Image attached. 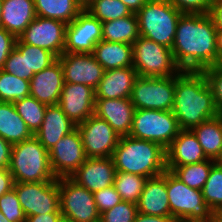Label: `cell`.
<instances>
[{
	"label": "cell",
	"mask_w": 222,
	"mask_h": 222,
	"mask_svg": "<svg viewBox=\"0 0 222 222\" xmlns=\"http://www.w3.org/2000/svg\"><path fill=\"white\" fill-rule=\"evenodd\" d=\"M180 131L171 110L135 109L129 136L158 143L167 149Z\"/></svg>",
	"instance_id": "52a82bcc"
},
{
	"label": "cell",
	"mask_w": 222,
	"mask_h": 222,
	"mask_svg": "<svg viewBox=\"0 0 222 222\" xmlns=\"http://www.w3.org/2000/svg\"><path fill=\"white\" fill-rule=\"evenodd\" d=\"M61 222H70V221L63 219Z\"/></svg>",
	"instance_id": "680465c9"
},
{
	"label": "cell",
	"mask_w": 222,
	"mask_h": 222,
	"mask_svg": "<svg viewBox=\"0 0 222 222\" xmlns=\"http://www.w3.org/2000/svg\"><path fill=\"white\" fill-rule=\"evenodd\" d=\"M116 169L112 157L87 158L71 178L95 193L114 184Z\"/></svg>",
	"instance_id": "ac0fdd59"
},
{
	"label": "cell",
	"mask_w": 222,
	"mask_h": 222,
	"mask_svg": "<svg viewBox=\"0 0 222 222\" xmlns=\"http://www.w3.org/2000/svg\"><path fill=\"white\" fill-rule=\"evenodd\" d=\"M14 186V179L9 168L0 169V197Z\"/></svg>",
	"instance_id": "f6af8a7d"
},
{
	"label": "cell",
	"mask_w": 222,
	"mask_h": 222,
	"mask_svg": "<svg viewBox=\"0 0 222 222\" xmlns=\"http://www.w3.org/2000/svg\"><path fill=\"white\" fill-rule=\"evenodd\" d=\"M217 162L222 165V155L220 156Z\"/></svg>",
	"instance_id": "6f0895ef"
},
{
	"label": "cell",
	"mask_w": 222,
	"mask_h": 222,
	"mask_svg": "<svg viewBox=\"0 0 222 222\" xmlns=\"http://www.w3.org/2000/svg\"><path fill=\"white\" fill-rule=\"evenodd\" d=\"M134 112L131 99H95L94 114L104 119L120 137L130 134Z\"/></svg>",
	"instance_id": "ffe728a7"
},
{
	"label": "cell",
	"mask_w": 222,
	"mask_h": 222,
	"mask_svg": "<svg viewBox=\"0 0 222 222\" xmlns=\"http://www.w3.org/2000/svg\"><path fill=\"white\" fill-rule=\"evenodd\" d=\"M93 55L105 71L133 67L131 44L101 40L95 45Z\"/></svg>",
	"instance_id": "484cf974"
},
{
	"label": "cell",
	"mask_w": 222,
	"mask_h": 222,
	"mask_svg": "<svg viewBox=\"0 0 222 222\" xmlns=\"http://www.w3.org/2000/svg\"><path fill=\"white\" fill-rule=\"evenodd\" d=\"M76 126L58 104L47 105L42 125L34 136L49 151L61 138L74 131Z\"/></svg>",
	"instance_id": "cb8c5ba5"
},
{
	"label": "cell",
	"mask_w": 222,
	"mask_h": 222,
	"mask_svg": "<svg viewBox=\"0 0 222 222\" xmlns=\"http://www.w3.org/2000/svg\"><path fill=\"white\" fill-rule=\"evenodd\" d=\"M138 212L145 215L170 216L167 195V170L156 177L148 178L137 202Z\"/></svg>",
	"instance_id": "44dd1931"
},
{
	"label": "cell",
	"mask_w": 222,
	"mask_h": 222,
	"mask_svg": "<svg viewBox=\"0 0 222 222\" xmlns=\"http://www.w3.org/2000/svg\"><path fill=\"white\" fill-rule=\"evenodd\" d=\"M35 18L34 0H2L0 27L16 38Z\"/></svg>",
	"instance_id": "d4e9b609"
},
{
	"label": "cell",
	"mask_w": 222,
	"mask_h": 222,
	"mask_svg": "<svg viewBox=\"0 0 222 222\" xmlns=\"http://www.w3.org/2000/svg\"><path fill=\"white\" fill-rule=\"evenodd\" d=\"M202 72L211 89L216 109L222 115V64L206 68Z\"/></svg>",
	"instance_id": "ab89813d"
},
{
	"label": "cell",
	"mask_w": 222,
	"mask_h": 222,
	"mask_svg": "<svg viewBox=\"0 0 222 222\" xmlns=\"http://www.w3.org/2000/svg\"><path fill=\"white\" fill-rule=\"evenodd\" d=\"M58 105L75 124H81L94 114L95 90L84 84L64 83Z\"/></svg>",
	"instance_id": "e0dca14e"
},
{
	"label": "cell",
	"mask_w": 222,
	"mask_h": 222,
	"mask_svg": "<svg viewBox=\"0 0 222 222\" xmlns=\"http://www.w3.org/2000/svg\"><path fill=\"white\" fill-rule=\"evenodd\" d=\"M102 40V22L85 9L66 25L64 53H93Z\"/></svg>",
	"instance_id": "9a60e30c"
},
{
	"label": "cell",
	"mask_w": 222,
	"mask_h": 222,
	"mask_svg": "<svg viewBox=\"0 0 222 222\" xmlns=\"http://www.w3.org/2000/svg\"><path fill=\"white\" fill-rule=\"evenodd\" d=\"M137 77V71L133 67L105 71L95 89V99H130Z\"/></svg>",
	"instance_id": "7402d4cb"
},
{
	"label": "cell",
	"mask_w": 222,
	"mask_h": 222,
	"mask_svg": "<svg viewBox=\"0 0 222 222\" xmlns=\"http://www.w3.org/2000/svg\"><path fill=\"white\" fill-rule=\"evenodd\" d=\"M15 47L20 52H27L29 81L35 73L42 71L44 68H47L58 59V57L49 50H45L29 44H24L18 38Z\"/></svg>",
	"instance_id": "e575fe53"
},
{
	"label": "cell",
	"mask_w": 222,
	"mask_h": 222,
	"mask_svg": "<svg viewBox=\"0 0 222 222\" xmlns=\"http://www.w3.org/2000/svg\"><path fill=\"white\" fill-rule=\"evenodd\" d=\"M2 0H0V21H1Z\"/></svg>",
	"instance_id": "9f6ffc18"
},
{
	"label": "cell",
	"mask_w": 222,
	"mask_h": 222,
	"mask_svg": "<svg viewBox=\"0 0 222 222\" xmlns=\"http://www.w3.org/2000/svg\"><path fill=\"white\" fill-rule=\"evenodd\" d=\"M182 14L169 0H148L136 13L139 34L172 49Z\"/></svg>",
	"instance_id": "5b68a950"
},
{
	"label": "cell",
	"mask_w": 222,
	"mask_h": 222,
	"mask_svg": "<svg viewBox=\"0 0 222 222\" xmlns=\"http://www.w3.org/2000/svg\"><path fill=\"white\" fill-rule=\"evenodd\" d=\"M204 201L213 213L222 206V165L217 161L212 165L203 188Z\"/></svg>",
	"instance_id": "8d00e7d4"
},
{
	"label": "cell",
	"mask_w": 222,
	"mask_h": 222,
	"mask_svg": "<svg viewBox=\"0 0 222 222\" xmlns=\"http://www.w3.org/2000/svg\"><path fill=\"white\" fill-rule=\"evenodd\" d=\"M147 179L142 175L116 171L113 185L122 201L137 204Z\"/></svg>",
	"instance_id": "d6a6232c"
},
{
	"label": "cell",
	"mask_w": 222,
	"mask_h": 222,
	"mask_svg": "<svg viewBox=\"0 0 222 222\" xmlns=\"http://www.w3.org/2000/svg\"><path fill=\"white\" fill-rule=\"evenodd\" d=\"M33 136L13 102H0V137L14 145Z\"/></svg>",
	"instance_id": "4316f807"
},
{
	"label": "cell",
	"mask_w": 222,
	"mask_h": 222,
	"mask_svg": "<svg viewBox=\"0 0 222 222\" xmlns=\"http://www.w3.org/2000/svg\"><path fill=\"white\" fill-rule=\"evenodd\" d=\"M9 171L14 182L19 183L56 180L50 166L49 151L34 135L12 146Z\"/></svg>",
	"instance_id": "277c9868"
},
{
	"label": "cell",
	"mask_w": 222,
	"mask_h": 222,
	"mask_svg": "<svg viewBox=\"0 0 222 222\" xmlns=\"http://www.w3.org/2000/svg\"><path fill=\"white\" fill-rule=\"evenodd\" d=\"M176 76L142 77L134 82L131 102L135 109L172 110Z\"/></svg>",
	"instance_id": "30bf717a"
},
{
	"label": "cell",
	"mask_w": 222,
	"mask_h": 222,
	"mask_svg": "<svg viewBox=\"0 0 222 222\" xmlns=\"http://www.w3.org/2000/svg\"><path fill=\"white\" fill-rule=\"evenodd\" d=\"M62 220L61 213H45L26 217L25 222H61Z\"/></svg>",
	"instance_id": "681fc988"
},
{
	"label": "cell",
	"mask_w": 222,
	"mask_h": 222,
	"mask_svg": "<svg viewBox=\"0 0 222 222\" xmlns=\"http://www.w3.org/2000/svg\"><path fill=\"white\" fill-rule=\"evenodd\" d=\"M134 222H179L172 215L170 216H155V215H145L137 212Z\"/></svg>",
	"instance_id": "c3c4849f"
},
{
	"label": "cell",
	"mask_w": 222,
	"mask_h": 222,
	"mask_svg": "<svg viewBox=\"0 0 222 222\" xmlns=\"http://www.w3.org/2000/svg\"><path fill=\"white\" fill-rule=\"evenodd\" d=\"M12 144L0 137V169L9 168Z\"/></svg>",
	"instance_id": "bcb514c9"
},
{
	"label": "cell",
	"mask_w": 222,
	"mask_h": 222,
	"mask_svg": "<svg viewBox=\"0 0 222 222\" xmlns=\"http://www.w3.org/2000/svg\"><path fill=\"white\" fill-rule=\"evenodd\" d=\"M87 156L78 129L61 138L50 150L51 170L56 177H71L85 162Z\"/></svg>",
	"instance_id": "4fadbf2b"
},
{
	"label": "cell",
	"mask_w": 222,
	"mask_h": 222,
	"mask_svg": "<svg viewBox=\"0 0 222 222\" xmlns=\"http://www.w3.org/2000/svg\"><path fill=\"white\" fill-rule=\"evenodd\" d=\"M85 10L102 23L132 14L131 10L120 0H93Z\"/></svg>",
	"instance_id": "836d02e7"
},
{
	"label": "cell",
	"mask_w": 222,
	"mask_h": 222,
	"mask_svg": "<svg viewBox=\"0 0 222 222\" xmlns=\"http://www.w3.org/2000/svg\"><path fill=\"white\" fill-rule=\"evenodd\" d=\"M183 14H209L213 0H169Z\"/></svg>",
	"instance_id": "7bdbcfd3"
},
{
	"label": "cell",
	"mask_w": 222,
	"mask_h": 222,
	"mask_svg": "<svg viewBox=\"0 0 222 222\" xmlns=\"http://www.w3.org/2000/svg\"><path fill=\"white\" fill-rule=\"evenodd\" d=\"M60 211L70 222H100L94 195L71 177L58 178Z\"/></svg>",
	"instance_id": "9c48e42d"
},
{
	"label": "cell",
	"mask_w": 222,
	"mask_h": 222,
	"mask_svg": "<svg viewBox=\"0 0 222 222\" xmlns=\"http://www.w3.org/2000/svg\"><path fill=\"white\" fill-rule=\"evenodd\" d=\"M133 68L142 77L176 76L181 69L176 65L172 50L155 41L139 36L132 44Z\"/></svg>",
	"instance_id": "ba28073f"
},
{
	"label": "cell",
	"mask_w": 222,
	"mask_h": 222,
	"mask_svg": "<svg viewBox=\"0 0 222 222\" xmlns=\"http://www.w3.org/2000/svg\"><path fill=\"white\" fill-rule=\"evenodd\" d=\"M30 95V81L0 70V102H14Z\"/></svg>",
	"instance_id": "d590c367"
},
{
	"label": "cell",
	"mask_w": 222,
	"mask_h": 222,
	"mask_svg": "<svg viewBox=\"0 0 222 222\" xmlns=\"http://www.w3.org/2000/svg\"><path fill=\"white\" fill-rule=\"evenodd\" d=\"M0 222H10L5 215L2 214V212L0 211Z\"/></svg>",
	"instance_id": "11a10c76"
},
{
	"label": "cell",
	"mask_w": 222,
	"mask_h": 222,
	"mask_svg": "<svg viewBox=\"0 0 222 222\" xmlns=\"http://www.w3.org/2000/svg\"><path fill=\"white\" fill-rule=\"evenodd\" d=\"M0 211L10 222H25L26 220L14 188L0 197Z\"/></svg>",
	"instance_id": "f35d334b"
},
{
	"label": "cell",
	"mask_w": 222,
	"mask_h": 222,
	"mask_svg": "<svg viewBox=\"0 0 222 222\" xmlns=\"http://www.w3.org/2000/svg\"><path fill=\"white\" fill-rule=\"evenodd\" d=\"M83 9L86 8V6H88L93 0H76Z\"/></svg>",
	"instance_id": "db71d44e"
},
{
	"label": "cell",
	"mask_w": 222,
	"mask_h": 222,
	"mask_svg": "<svg viewBox=\"0 0 222 222\" xmlns=\"http://www.w3.org/2000/svg\"><path fill=\"white\" fill-rule=\"evenodd\" d=\"M2 70L18 78L28 80L27 52H20L15 47L10 52Z\"/></svg>",
	"instance_id": "60d3db41"
},
{
	"label": "cell",
	"mask_w": 222,
	"mask_h": 222,
	"mask_svg": "<svg viewBox=\"0 0 222 222\" xmlns=\"http://www.w3.org/2000/svg\"><path fill=\"white\" fill-rule=\"evenodd\" d=\"M76 128L87 158L112 157L120 136L104 119L93 114Z\"/></svg>",
	"instance_id": "7c38bea8"
},
{
	"label": "cell",
	"mask_w": 222,
	"mask_h": 222,
	"mask_svg": "<svg viewBox=\"0 0 222 222\" xmlns=\"http://www.w3.org/2000/svg\"><path fill=\"white\" fill-rule=\"evenodd\" d=\"M214 222H222V206L214 212Z\"/></svg>",
	"instance_id": "f5cc1de1"
},
{
	"label": "cell",
	"mask_w": 222,
	"mask_h": 222,
	"mask_svg": "<svg viewBox=\"0 0 222 222\" xmlns=\"http://www.w3.org/2000/svg\"><path fill=\"white\" fill-rule=\"evenodd\" d=\"M218 30L209 14H182L172 54L181 71H203L218 64Z\"/></svg>",
	"instance_id": "6da1fadb"
},
{
	"label": "cell",
	"mask_w": 222,
	"mask_h": 222,
	"mask_svg": "<svg viewBox=\"0 0 222 222\" xmlns=\"http://www.w3.org/2000/svg\"><path fill=\"white\" fill-rule=\"evenodd\" d=\"M64 85L63 69L59 59L30 80V96L46 105L58 104Z\"/></svg>",
	"instance_id": "d6986e66"
},
{
	"label": "cell",
	"mask_w": 222,
	"mask_h": 222,
	"mask_svg": "<svg viewBox=\"0 0 222 222\" xmlns=\"http://www.w3.org/2000/svg\"><path fill=\"white\" fill-rule=\"evenodd\" d=\"M216 161L208 159L200 163L183 166H166L184 184L196 190H202L209 177L211 167Z\"/></svg>",
	"instance_id": "4dcf8cb0"
},
{
	"label": "cell",
	"mask_w": 222,
	"mask_h": 222,
	"mask_svg": "<svg viewBox=\"0 0 222 222\" xmlns=\"http://www.w3.org/2000/svg\"><path fill=\"white\" fill-rule=\"evenodd\" d=\"M191 131L208 159L218 161L222 155V115L202 122Z\"/></svg>",
	"instance_id": "83f0119b"
},
{
	"label": "cell",
	"mask_w": 222,
	"mask_h": 222,
	"mask_svg": "<svg viewBox=\"0 0 222 222\" xmlns=\"http://www.w3.org/2000/svg\"><path fill=\"white\" fill-rule=\"evenodd\" d=\"M208 160L191 130H181L166 149V166H183Z\"/></svg>",
	"instance_id": "603a6c76"
},
{
	"label": "cell",
	"mask_w": 222,
	"mask_h": 222,
	"mask_svg": "<svg viewBox=\"0 0 222 222\" xmlns=\"http://www.w3.org/2000/svg\"><path fill=\"white\" fill-rule=\"evenodd\" d=\"M132 13H137L148 0H120Z\"/></svg>",
	"instance_id": "f907efd6"
},
{
	"label": "cell",
	"mask_w": 222,
	"mask_h": 222,
	"mask_svg": "<svg viewBox=\"0 0 222 222\" xmlns=\"http://www.w3.org/2000/svg\"><path fill=\"white\" fill-rule=\"evenodd\" d=\"M137 204L121 201L113 208L100 214V222H134Z\"/></svg>",
	"instance_id": "74e56055"
},
{
	"label": "cell",
	"mask_w": 222,
	"mask_h": 222,
	"mask_svg": "<svg viewBox=\"0 0 222 222\" xmlns=\"http://www.w3.org/2000/svg\"><path fill=\"white\" fill-rule=\"evenodd\" d=\"M170 212L179 222H212L214 213L204 201L202 190L188 187L167 170Z\"/></svg>",
	"instance_id": "8992f818"
},
{
	"label": "cell",
	"mask_w": 222,
	"mask_h": 222,
	"mask_svg": "<svg viewBox=\"0 0 222 222\" xmlns=\"http://www.w3.org/2000/svg\"><path fill=\"white\" fill-rule=\"evenodd\" d=\"M36 16L71 23L84 9L76 0H34Z\"/></svg>",
	"instance_id": "f546056e"
},
{
	"label": "cell",
	"mask_w": 222,
	"mask_h": 222,
	"mask_svg": "<svg viewBox=\"0 0 222 222\" xmlns=\"http://www.w3.org/2000/svg\"><path fill=\"white\" fill-rule=\"evenodd\" d=\"M93 195L100 214L113 208L116 204H119L122 201L120 194L116 191L114 185L101 189L93 193Z\"/></svg>",
	"instance_id": "b9f144b4"
},
{
	"label": "cell",
	"mask_w": 222,
	"mask_h": 222,
	"mask_svg": "<svg viewBox=\"0 0 222 222\" xmlns=\"http://www.w3.org/2000/svg\"><path fill=\"white\" fill-rule=\"evenodd\" d=\"M116 171L152 178L166 170V149L158 143L121 136L112 154Z\"/></svg>",
	"instance_id": "3957f363"
},
{
	"label": "cell",
	"mask_w": 222,
	"mask_h": 222,
	"mask_svg": "<svg viewBox=\"0 0 222 222\" xmlns=\"http://www.w3.org/2000/svg\"><path fill=\"white\" fill-rule=\"evenodd\" d=\"M19 116L24 120L33 135L40 129L47 105L27 96L13 102Z\"/></svg>",
	"instance_id": "1f68e13d"
},
{
	"label": "cell",
	"mask_w": 222,
	"mask_h": 222,
	"mask_svg": "<svg viewBox=\"0 0 222 222\" xmlns=\"http://www.w3.org/2000/svg\"><path fill=\"white\" fill-rule=\"evenodd\" d=\"M209 15L212 17L217 30H222V0H213Z\"/></svg>",
	"instance_id": "7dc6e473"
},
{
	"label": "cell",
	"mask_w": 222,
	"mask_h": 222,
	"mask_svg": "<svg viewBox=\"0 0 222 222\" xmlns=\"http://www.w3.org/2000/svg\"><path fill=\"white\" fill-rule=\"evenodd\" d=\"M17 38L0 27V70L3 69L10 52L15 48Z\"/></svg>",
	"instance_id": "ee69618b"
},
{
	"label": "cell",
	"mask_w": 222,
	"mask_h": 222,
	"mask_svg": "<svg viewBox=\"0 0 222 222\" xmlns=\"http://www.w3.org/2000/svg\"><path fill=\"white\" fill-rule=\"evenodd\" d=\"M13 188L26 217L61 213L58 179L30 183L14 182Z\"/></svg>",
	"instance_id": "8fae6325"
},
{
	"label": "cell",
	"mask_w": 222,
	"mask_h": 222,
	"mask_svg": "<svg viewBox=\"0 0 222 222\" xmlns=\"http://www.w3.org/2000/svg\"><path fill=\"white\" fill-rule=\"evenodd\" d=\"M140 36L136 13L102 23V40L133 44Z\"/></svg>",
	"instance_id": "f1b7e54d"
},
{
	"label": "cell",
	"mask_w": 222,
	"mask_h": 222,
	"mask_svg": "<svg viewBox=\"0 0 222 222\" xmlns=\"http://www.w3.org/2000/svg\"><path fill=\"white\" fill-rule=\"evenodd\" d=\"M218 64L222 63V30L217 34Z\"/></svg>",
	"instance_id": "816d5d0a"
},
{
	"label": "cell",
	"mask_w": 222,
	"mask_h": 222,
	"mask_svg": "<svg viewBox=\"0 0 222 222\" xmlns=\"http://www.w3.org/2000/svg\"><path fill=\"white\" fill-rule=\"evenodd\" d=\"M58 59L64 83L84 84L95 90L105 72L93 53H63Z\"/></svg>",
	"instance_id": "2e32d148"
},
{
	"label": "cell",
	"mask_w": 222,
	"mask_h": 222,
	"mask_svg": "<svg viewBox=\"0 0 222 222\" xmlns=\"http://www.w3.org/2000/svg\"><path fill=\"white\" fill-rule=\"evenodd\" d=\"M66 25L59 20L36 16L18 39L24 44L49 50L60 57L65 48Z\"/></svg>",
	"instance_id": "5bb4252c"
},
{
	"label": "cell",
	"mask_w": 222,
	"mask_h": 222,
	"mask_svg": "<svg viewBox=\"0 0 222 222\" xmlns=\"http://www.w3.org/2000/svg\"><path fill=\"white\" fill-rule=\"evenodd\" d=\"M171 111L181 130H191L219 115L202 71H180L176 75L174 104Z\"/></svg>",
	"instance_id": "7a4b0ae2"
}]
</instances>
